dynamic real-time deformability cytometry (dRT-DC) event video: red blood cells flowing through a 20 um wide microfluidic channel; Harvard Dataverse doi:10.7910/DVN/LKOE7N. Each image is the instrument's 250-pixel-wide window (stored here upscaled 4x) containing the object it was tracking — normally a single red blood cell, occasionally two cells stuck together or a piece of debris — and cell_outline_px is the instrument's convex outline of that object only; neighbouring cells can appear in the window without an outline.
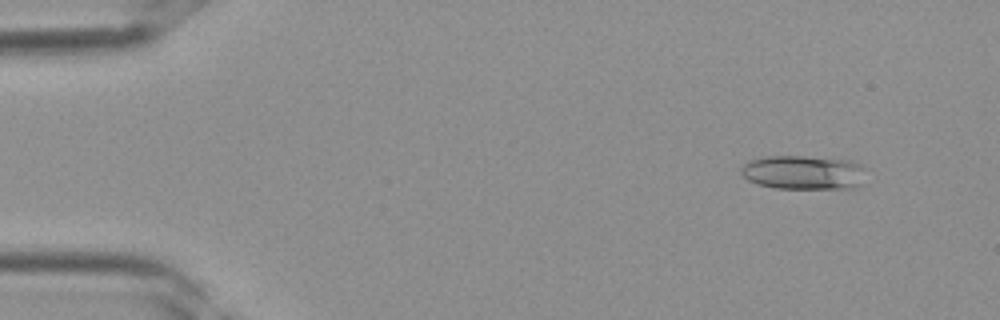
{"species": "Egyptian fruit bat (a non-hibernating species)", "species_latin": "Rousettus aegyptiacus", "temperature_condition": "room temperature", "stored_images_in_passage": 38, "camera_frame_rate_fps": 3000, "um_per_image_px": 0.085, "frame": {"image": 1, "passage_image": 4, "time_ms": 1.0, "image_size_px": [1000, 320], "cell_outline_px": [[864, 164], [860, 184], [856, 188], [776, 188], [756, 184], [748, 180], [740, 172], [740, 168], [748, 160], [764, 156], [804, 156], [852, 160]], "centroid_in_image_um": [68.26, 14.64], "position_along_channel_um": 16.7, "area_um2": 24.97}}
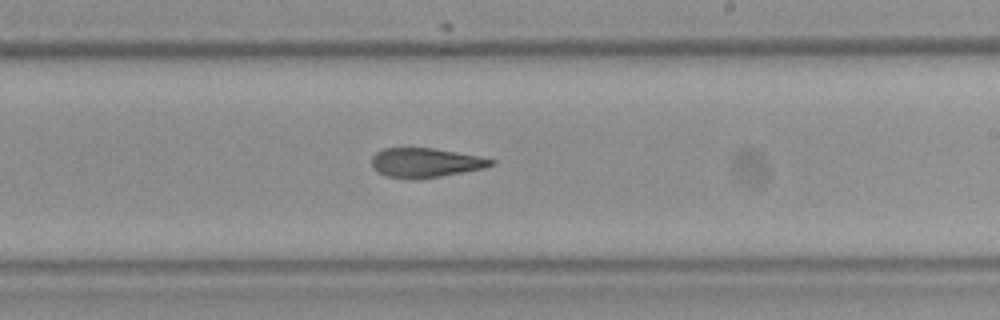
{"frame": {"image": 2, "passage_image": 23, "time_ms": 7.333, "image_size_px": [1000, 320], "cell_outline_px": [[496, 164], [484, 168], [464, 172], [440, 176], [412, 180], [388, 176], [372, 168], [372, 156], [376, 152], [384, 148], [432, 148], [480, 156], [496, 160]], "centroid_in_image_um": [36.19, 13.83], "position_along_channel_um": 252.8, "area_um2": 20.46}}
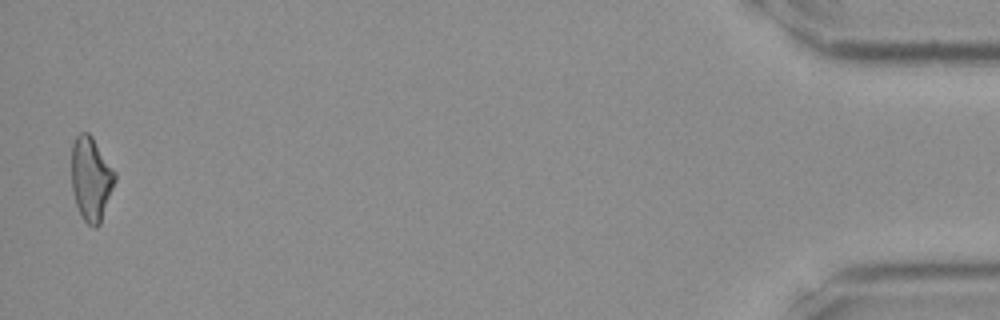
{"frame": {"image": 3, "passage_image": 38, "time_ms": 12.333, "image_size_px": [1000, 320], "cell_outline_px": [[116, 180], [100, 224], [96, 228], [92, 228], [84, 220], [76, 204], [72, 192], [72, 144], [76, 136], [80, 132], [88, 132], [92, 136], [116, 172]], "centroid_in_image_um": [7.75, 15.19], "position_along_channel_um": 427.5, "area_um2": 21.27}}